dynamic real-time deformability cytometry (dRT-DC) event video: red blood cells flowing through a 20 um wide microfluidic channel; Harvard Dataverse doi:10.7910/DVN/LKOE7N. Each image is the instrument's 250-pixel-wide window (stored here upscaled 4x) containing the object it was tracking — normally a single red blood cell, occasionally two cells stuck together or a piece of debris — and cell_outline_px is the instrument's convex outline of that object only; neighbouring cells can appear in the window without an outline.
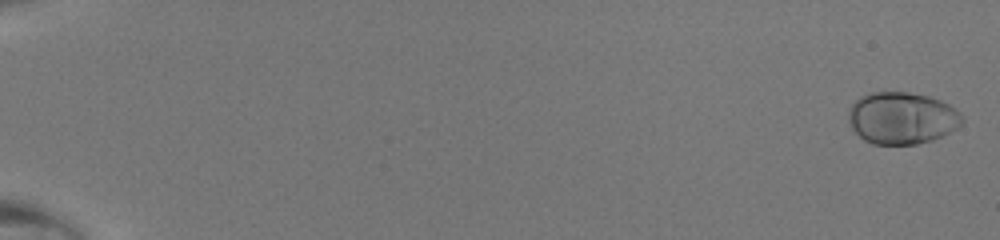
{"species": "human", "species_latin": "Homo sapiens", "temperature_condition": "room temperature", "stored_images_in_passage": 49, "camera_frame_rate_fps": 3000, "um_per_image_px": 0.085, "donor": {"sex": "male"}, "frame": {"image": 1, "passage_image": 1, "time_ms": 0.0, "image_size_px": [1000, 240], "cell_outline_px": [[964, 120], [956, 128], [932, 140], [916, 144], [872, 144], [864, 140], [852, 128], [848, 120], [848, 108], [860, 96], [872, 92], [908, 92], [928, 96], [940, 100], [956, 108], [964, 116]], "centroid_in_image_um": [76.65, 10.02], "position_along_channel_um": 8.3, "area_um2": 34.51}}
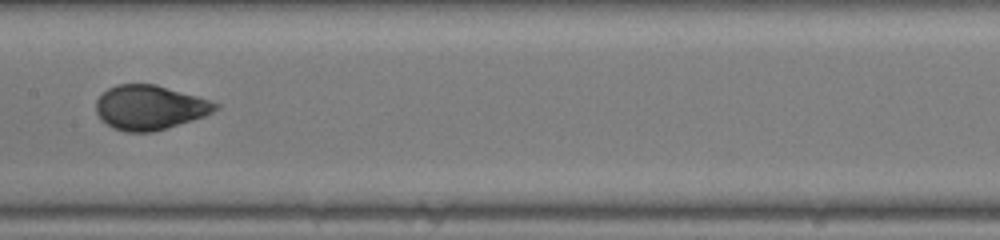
{"frame": {"image": 2, "passage_image": 28, "time_ms": 9.0, "image_size_px": [1000, 240], "cell_outline_px": [[220, 108], [204, 116], [192, 120], [152, 132], [128, 132], [112, 128], [96, 112], [96, 100], [108, 88], [116, 84], [156, 84], [196, 96], [220, 104]], "centroid_in_image_um": [12.73, 9.13], "position_along_channel_um": 194.7, "area_um2": 30.63}}
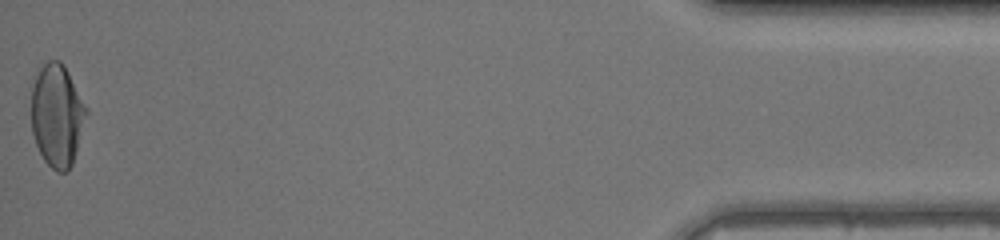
{"frame": {"image": 3, "passage_image": 49, "time_ms": 16.0, "image_size_px": [1000, 240], "cell_outline_px": [[88, 112], [72, 164], [64, 172], [56, 172], [44, 160], [36, 144], [32, 132], [32, 88], [36, 76], [40, 68], [48, 60], [60, 60], [64, 64], [88, 108]], "centroid_in_image_um": [4.86, 9.78], "position_along_channel_um": 430.3, "area_um2": 32.71}}